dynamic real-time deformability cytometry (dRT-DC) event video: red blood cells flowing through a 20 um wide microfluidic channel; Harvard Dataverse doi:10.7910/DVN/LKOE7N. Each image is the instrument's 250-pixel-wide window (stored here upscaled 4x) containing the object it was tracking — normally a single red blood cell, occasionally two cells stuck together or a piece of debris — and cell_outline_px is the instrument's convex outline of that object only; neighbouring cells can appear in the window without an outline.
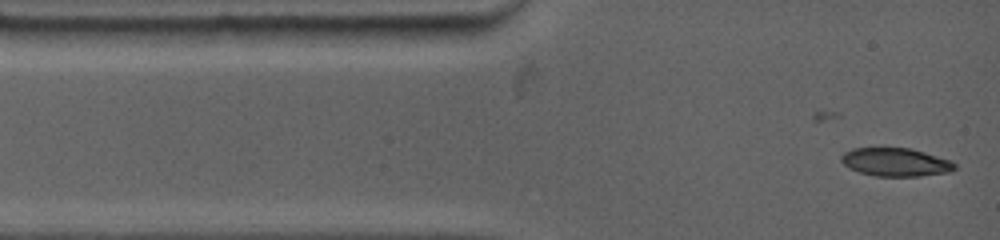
{"species": "common noctule bat (a hibernating species)", "species_latin": "Nyctalus noctula", "temperature_condition": "warm", "stored_images_in_passage": 29, "camera_frame_rate_fps": 4500, "um_per_image_px": 0.085, "animal": {"sex": "female", "body_mass_g": 19.0, "forearm_length_mm": 53.3}, "frame": {"image": 1, "passage_image": 3, "time_ms": 1.111, "image_size_px": [1000, 240], "cell_outline_px": [[956, 168], [948, 172], [916, 176], [876, 176], [860, 172], [848, 168], [840, 160], [840, 156], [844, 152], [852, 148], [912, 148], [952, 160], [956, 164]], "centroid_in_image_um": [76.12, 13.77], "position_along_channel_um": 8.9, "area_um2": 18.79}}
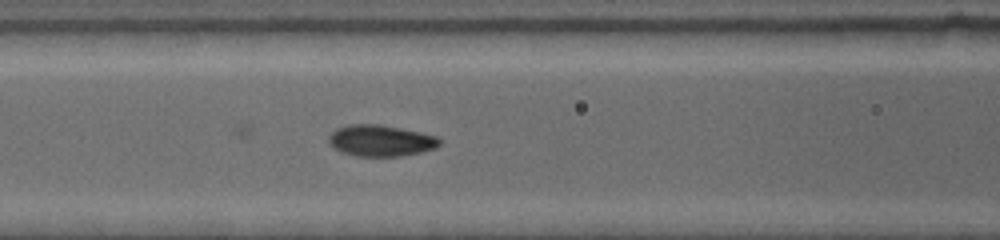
{"frame": {"image": 2, "passage_image": 11, "time_ms": 5.333, "image_size_px": [1000, 240], "cell_outline_px": [[440, 144], [436, 148], [424, 152], [400, 156], [356, 156], [340, 152], [328, 144], [328, 136], [336, 128], [348, 124], [380, 124], [420, 132], [436, 136], [440, 140]], "centroid_in_image_um": [32.33, 11.95], "position_along_channel_um": 134.3, "area_um2": 20.46}}
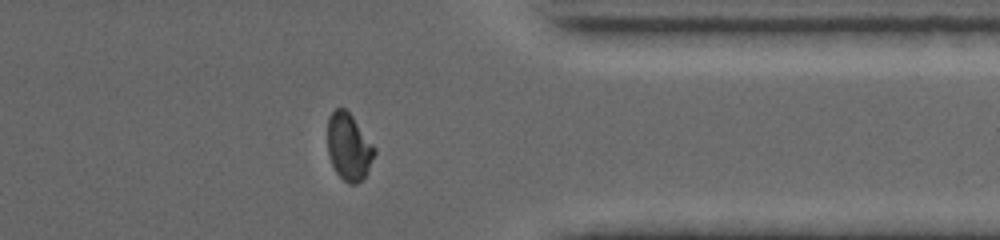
{"frame": {"image": 3, "passage_image": 24, "time_ms": 12.0, "image_size_px": [1000, 240], "cell_outline_px": [[376, 152], [368, 172], [356, 184], [348, 184], [336, 172], [328, 156], [328, 116], [336, 108], [344, 108], [352, 116], [376, 148]], "centroid_in_image_um": [29.65, 12.49], "position_along_channel_um": 381.7, "area_um2": 18.26}}